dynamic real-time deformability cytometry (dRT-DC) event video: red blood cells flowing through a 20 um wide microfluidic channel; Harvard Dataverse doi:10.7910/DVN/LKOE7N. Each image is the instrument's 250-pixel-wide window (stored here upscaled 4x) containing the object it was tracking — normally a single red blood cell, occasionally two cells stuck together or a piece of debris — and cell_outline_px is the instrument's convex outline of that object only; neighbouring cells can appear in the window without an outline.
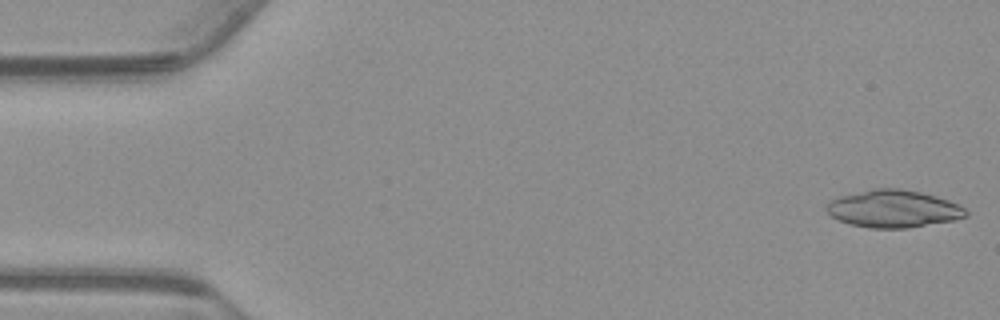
{"species": "common noctule bat (a hibernating species)", "species_latin": "Nyctalus noctula", "temperature_condition": "warm", "stored_images_in_passage": 16, "camera_frame_rate_fps": 3000, "um_per_image_px": 0.085, "animal": {"sex": "male", "body_mass_g": 23.1, "forearm_length_mm": 52.7}, "frame": {"image": 1, "passage_image": 1, "time_ms": 0.0, "image_size_px": [1000, 320], "cell_outline_px": [[968, 216], [956, 220], [908, 228], [868, 228], [852, 224], [840, 220], [832, 216], [824, 208], [832, 200], [840, 196], [872, 188], [900, 188], [920, 192], [936, 196], [948, 200], [964, 208], [968, 212]], "centroid_in_image_um": [75.96, 17.75], "position_along_channel_um": 9.0, "area_um2": 30.35}}